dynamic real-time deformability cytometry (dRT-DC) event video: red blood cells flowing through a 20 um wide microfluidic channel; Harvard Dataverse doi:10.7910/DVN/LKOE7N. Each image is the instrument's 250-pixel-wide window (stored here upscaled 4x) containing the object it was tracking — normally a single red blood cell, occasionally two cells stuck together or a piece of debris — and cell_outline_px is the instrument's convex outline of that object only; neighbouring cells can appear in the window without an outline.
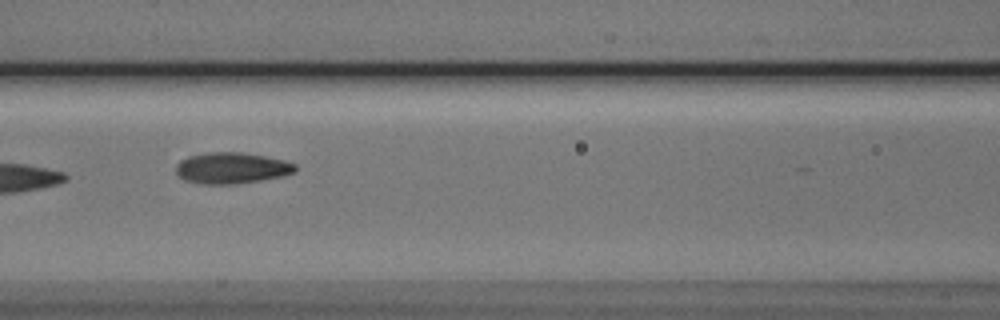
{"species": "Egyptian fruit bat (a non-hibernating species)", "species_latin": "Rousettus aegyptiacus", "temperature_condition": "cold", "stored_images_in_passage": 11, "camera_frame_rate_fps": 3000, "um_per_image_px": 0.085, "animal": {"sex": "male"}, "frame": {"image": 1, "passage_image": 7, "time_ms": 7.667, "image_size_px": [1000, 320], "cell_outline_px": [[296, 172], [284, 176], [236, 184], [200, 184], [184, 180], [176, 172], [176, 164], [180, 160], [188, 156], [208, 152], [244, 152], [284, 160], [296, 164]], "centroid_in_image_um": [19.69, 14.28], "position_along_channel_um": 146.9, "area_um2": 21.85}}
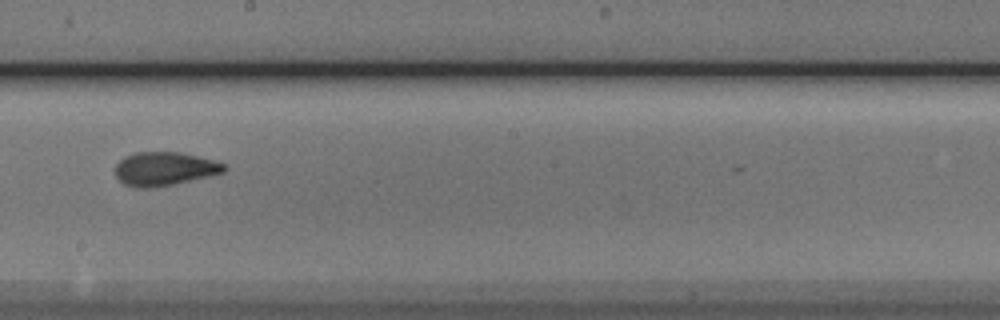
{"frame": {"image": 2, "passage_image": 9, "time_ms": 10.0, "image_size_px": [1000, 320], "cell_outline_px": [[228, 168], [224, 172], [208, 176], [172, 184], [152, 188], [136, 188], [124, 184], [116, 176], [116, 164], [124, 156], [136, 152], [180, 152], [212, 160], [224, 164]], "centroid_in_image_um": [13.95, 14.35], "position_along_channel_um": 234.3, "area_um2": 21.15}}
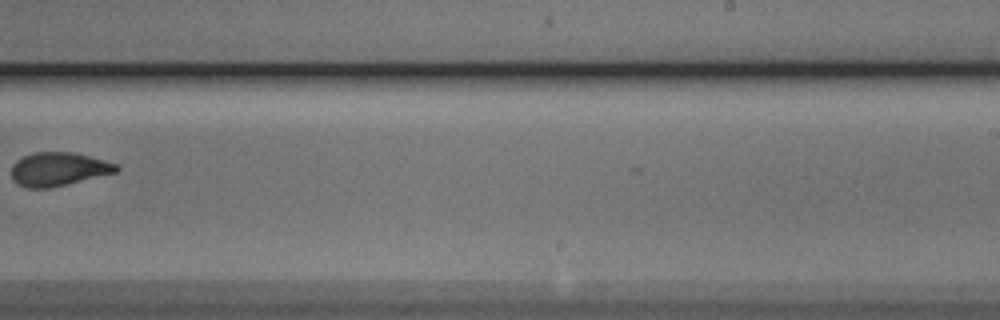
{"frame": {"image": 3, "passage_image": 10, "time_ms": 11.333, "image_size_px": [1000, 320], "cell_outline_px": [[120, 172], [48, 188], [28, 188], [12, 180], [12, 164], [16, 160], [32, 152], [72, 152], [88, 156], [116, 164], [120, 168]], "centroid_in_image_um": [4.97, 14.37], "position_along_channel_um": 284.0, "area_um2": 20.46}}